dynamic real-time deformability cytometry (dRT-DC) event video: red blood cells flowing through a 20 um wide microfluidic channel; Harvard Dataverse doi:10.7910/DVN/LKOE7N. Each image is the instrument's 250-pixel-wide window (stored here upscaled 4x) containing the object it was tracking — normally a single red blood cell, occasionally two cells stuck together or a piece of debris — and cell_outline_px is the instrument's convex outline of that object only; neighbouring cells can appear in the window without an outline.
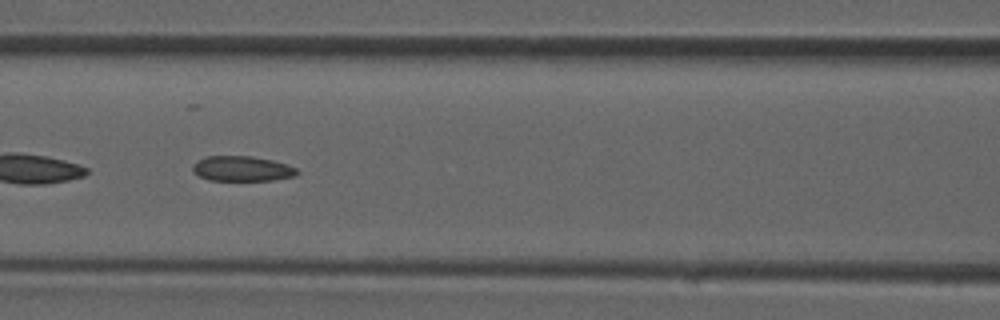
{"species": "common noctule bat (a hibernating species)", "species_latin": "Nyctalus noctula", "temperature_condition": "room temperature", "stored_images_in_passage": 33, "camera_frame_rate_fps": 3000, "um_per_image_px": 0.085, "animal": {"sex": "male", "forearm_length_mm": 52.5}, "frame": {"image": 1, "passage_image": 10, "time_ms": 3.0, "image_size_px": [1000, 320], "cell_outline_px": [[300, 172], [296, 176], [272, 180], [208, 180], [192, 172], [192, 164], [196, 160], [204, 156], [252, 156], [272, 160], [296, 168]], "centroid_in_image_um": [20.53, 14.33], "position_along_channel_um": 146.1, "area_um2": 15.37}}
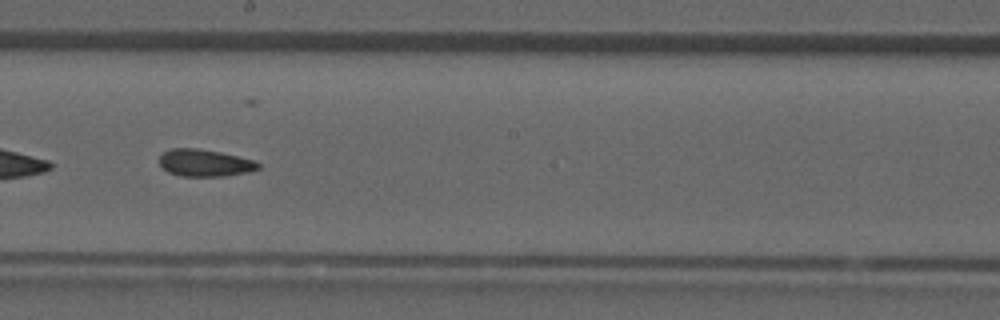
{"frame": {"image": 2, "passage_image": 15, "time_ms": 4.667, "image_size_px": [1000, 320], "cell_outline_px": [[260, 168], [248, 172], [224, 176], [180, 176], [168, 172], [160, 164], [160, 156], [164, 152], [172, 148], [200, 148], [220, 152], [256, 160], [260, 164]], "centroid_in_image_um": [17.43, 13.84], "position_along_channel_um": 230.8, "area_um2": 15.66}}